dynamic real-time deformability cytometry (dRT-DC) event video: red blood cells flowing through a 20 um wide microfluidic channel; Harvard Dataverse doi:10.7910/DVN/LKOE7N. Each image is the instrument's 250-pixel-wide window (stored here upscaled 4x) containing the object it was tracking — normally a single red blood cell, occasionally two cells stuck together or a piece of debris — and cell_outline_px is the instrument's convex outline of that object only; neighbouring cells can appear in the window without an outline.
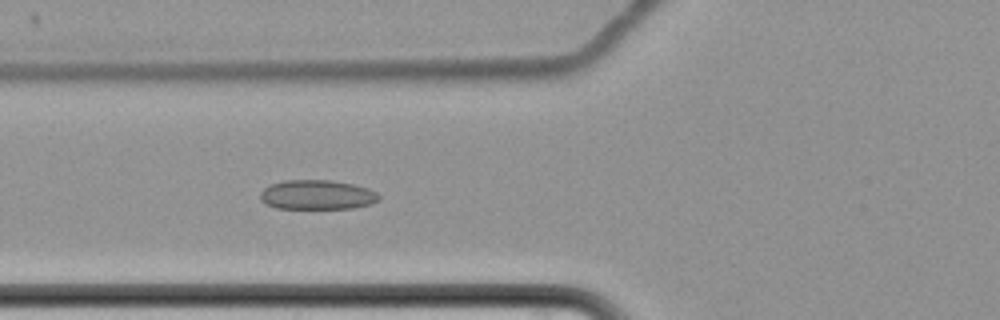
{"species": "common noctule bat (a hibernating species)", "species_latin": "Nyctalus noctula", "temperature_condition": "cold", "stored_images_in_passage": 9, "camera_frame_rate_fps": 3000, "um_per_image_px": 0.085, "animal": {"sex": "female", "body_mass_g": 22.7, "forearm_length_mm": 54.2}, "frame": {"image": 1, "passage_image": 9, "time_ms": 9.667, "image_size_px": [1000, 320], "cell_outline_px": [[380, 200], [372, 204], [352, 208], [276, 208], [264, 204], [260, 200], [260, 192], [264, 188], [272, 184], [284, 180], [332, 180], [352, 184], [368, 188], [376, 192], [380, 196]], "centroid_in_image_um": [26.95, 16.56], "position_along_channel_um": 98.8, "area_um2": 20.52}}